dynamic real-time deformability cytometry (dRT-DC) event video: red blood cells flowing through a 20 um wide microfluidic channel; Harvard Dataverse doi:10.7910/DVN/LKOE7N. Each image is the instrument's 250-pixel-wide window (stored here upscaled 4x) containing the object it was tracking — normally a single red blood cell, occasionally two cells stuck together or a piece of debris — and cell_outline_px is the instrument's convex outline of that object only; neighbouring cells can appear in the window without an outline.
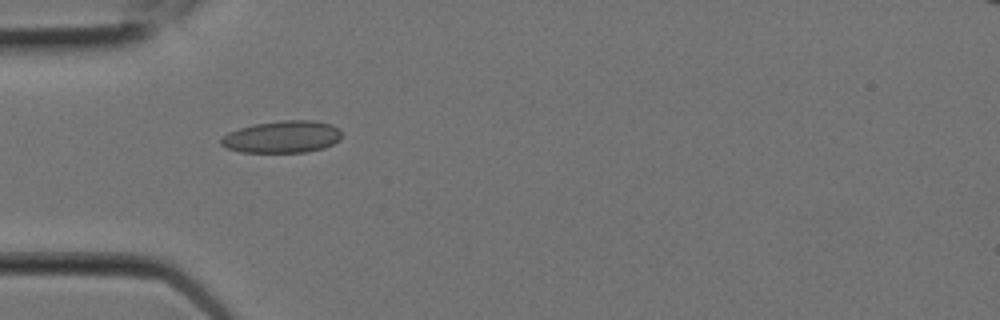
{"species": "Egyptian fruit bat (a non-hibernating species)", "species_latin": "Rousettus aegyptiacus", "temperature_condition": "room temperature", "stored_images_in_passage": 2, "camera_frame_rate_fps": 3000, "um_per_image_px": 0.085, "animal": {"sex": "female"}, "frame": {"image": 1, "passage_image": 1, "time_ms": 0.0, "image_size_px": [1000, 320], "cell_outline_px": [[340, 140], [324, 148], [308, 152], [240, 152], [224, 148], [220, 144], [220, 140], [228, 132], [240, 128], [256, 124], [284, 120], [312, 120], [332, 124], [340, 132]], "centroid_in_image_um": [23.97, 11.64], "position_along_channel_um": 61.0, "area_um2": 22.54}}
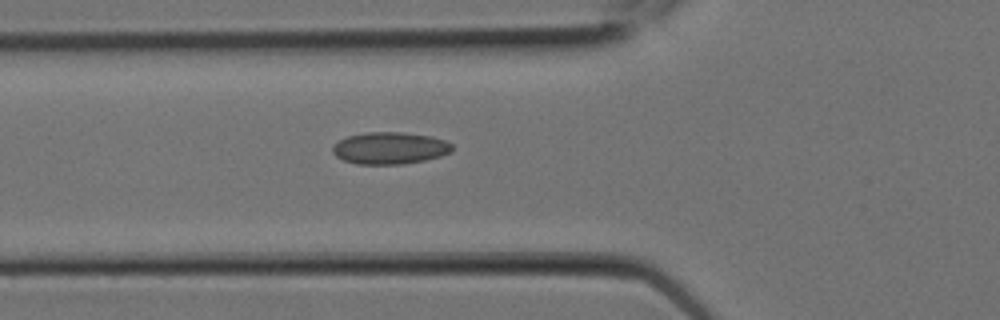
{"frame": {"image": 2, "passage_image": 2, "time_ms": 0.333, "image_size_px": [1000, 320], "cell_outline_px": [[452, 152], [440, 156], [424, 160], [400, 164], [356, 164], [344, 160], [336, 156], [332, 152], [332, 148], [340, 140], [348, 136], [368, 132], [400, 132], [432, 136], [444, 140], [452, 144]], "centroid_in_image_um": [33.15, 12.59], "position_along_channel_um": 92.7, "area_um2": 22.14}}